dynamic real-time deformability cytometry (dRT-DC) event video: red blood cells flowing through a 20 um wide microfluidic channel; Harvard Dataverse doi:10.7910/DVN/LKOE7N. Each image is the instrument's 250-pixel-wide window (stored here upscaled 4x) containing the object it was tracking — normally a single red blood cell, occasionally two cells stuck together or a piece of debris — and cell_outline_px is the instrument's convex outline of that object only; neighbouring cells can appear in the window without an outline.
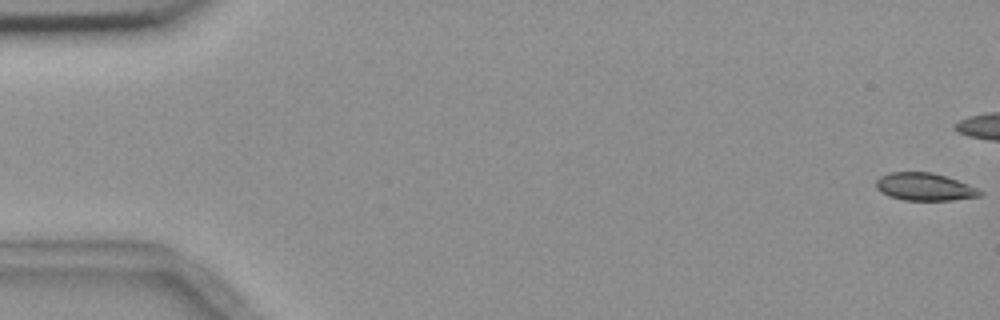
{"species": "common noctule bat (a hibernating species)", "species_latin": "Nyctalus noctula", "temperature_condition": "room temperature", "stored_images_in_passage": 8, "camera_frame_rate_fps": 3000, "um_per_image_px": 0.085, "animal": {"sex": "female", "body_mass_g": 18.4}, "frame": {"image": 1, "passage_image": 1, "time_ms": 0.0, "image_size_px": [1000, 320], "cell_outline_px": [[984, 192], [980, 196], [952, 200], [904, 200], [888, 196], [880, 192], [876, 188], [876, 180], [880, 176], [888, 172], [932, 172], [968, 184]], "centroid_in_image_um": [78.55, 15.88], "position_along_channel_um": 6.4, "area_um2": 16.7}}